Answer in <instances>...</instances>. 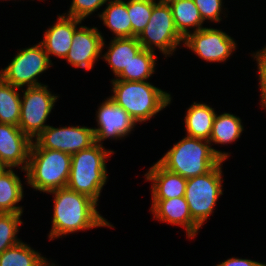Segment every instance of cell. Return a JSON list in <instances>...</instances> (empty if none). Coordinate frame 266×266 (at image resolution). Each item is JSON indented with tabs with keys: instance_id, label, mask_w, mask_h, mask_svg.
Masks as SVG:
<instances>
[{
	"instance_id": "1",
	"label": "cell",
	"mask_w": 266,
	"mask_h": 266,
	"mask_svg": "<svg viewBox=\"0 0 266 266\" xmlns=\"http://www.w3.org/2000/svg\"><path fill=\"white\" fill-rule=\"evenodd\" d=\"M54 214L50 240L61 235L100 226H111L97 211V203L90 197L67 187L53 190Z\"/></svg>"
},
{
	"instance_id": "2",
	"label": "cell",
	"mask_w": 266,
	"mask_h": 266,
	"mask_svg": "<svg viewBox=\"0 0 266 266\" xmlns=\"http://www.w3.org/2000/svg\"><path fill=\"white\" fill-rule=\"evenodd\" d=\"M227 157L228 153L211 148L209 141L187 136L175 144L158 163L166 170L188 179L209 172Z\"/></svg>"
},
{
	"instance_id": "3",
	"label": "cell",
	"mask_w": 266,
	"mask_h": 266,
	"mask_svg": "<svg viewBox=\"0 0 266 266\" xmlns=\"http://www.w3.org/2000/svg\"><path fill=\"white\" fill-rule=\"evenodd\" d=\"M114 95L111 99L135 122L146 121L170 104L167 92L146 81L112 80Z\"/></svg>"
},
{
	"instance_id": "4",
	"label": "cell",
	"mask_w": 266,
	"mask_h": 266,
	"mask_svg": "<svg viewBox=\"0 0 266 266\" xmlns=\"http://www.w3.org/2000/svg\"><path fill=\"white\" fill-rule=\"evenodd\" d=\"M112 153L113 151L105 150L102 144L95 143L88 149L72 154L66 187L97 203L107 179L105 159Z\"/></svg>"
},
{
	"instance_id": "5",
	"label": "cell",
	"mask_w": 266,
	"mask_h": 266,
	"mask_svg": "<svg viewBox=\"0 0 266 266\" xmlns=\"http://www.w3.org/2000/svg\"><path fill=\"white\" fill-rule=\"evenodd\" d=\"M71 154L47 148H30L27 182L34 189L51 192L67 185Z\"/></svg>"
},
{
	"instance_id": "6",
	"label": "cell",
	"mask_w": 266,
	"mask_h": 266,
	"mask_svg": "<svg viewBox=\"0 0 266 266\" xmlns=\"http://www.w3.org/2000/svg\"><path fill=\"white\" fill-rule=\"evenodd\" d=\"M222 160L209 172L187 179L184 198L192 218L202 226L222 195Z\"/></svg>"
},
{
	"instance_id": "7",
	"label": "cell",
	"mask_w": 266,
	"mask_h": 266,
	"mask_svg": "<svg viewBox=\"0 0 266 266\" xmlns=\"http://www.w3.org/2000/svg\"><path fill=\"white\" fill-rule=\"evenodd\" d=\"M137 38L142 49L153 51L154 45L165 55L172 54L184 40L175 28L170 6L155 0L149 22Z\"/></svg>"
},
{
	"instance_id": "8",
	"label": "cell",
	"mask_w": 266,
	"mask_h": 266,
	"mask_svg": "<svg viewBox=\"0 0 266 266\" xmlns=\"http://www.w3.org/2000/svg\"><path fill=\"white\" fill-rule=\"evenodd\" d=\"M52 65L49 56L41 43L20 50L11 63L0 72V77L15 87L43 85L37 82V77Z\"/></svg>"
},
{
	"instance_id": "9",
	"label": "cell",
	"mask_w": 266,
	"mask_h": 266,
	"mask_svg": "<svg viewBox=\"0 0 266 266\" xmlns=\"http://www.w3.org/2000/svg\"><path fill=\"white\" fill-rule=\"evenodd\" d=\"M58 96L47 90L46 85L27 87L21 99L18 127L31 140L37 137L48 125H44Z\"/></svg>"
},
{
	"instance_id": "10",
	"label": "cell",
	"mask_w": 266,
	"mask_h": 266,
	"mask_svg": "<svg viewBox=\"0 0 266 266\" xmlns=\"http://www.w3.org/2000/svg\"><path fill=\"white\" fill-rule=\"evenodd\" d=\"M35 140L30 148H47L71 155L96 143L93 129L80 126L54 128L48 125Z\"/></svg>"
},
{
	"instance_id": "11",
	"label": "cell",
	"mask_w": 266,
	"mask_h": 266,
	"mask_svg": "<svg viewBox=\"0 0 266 266\" xmlns=\"http://www.w3.org/2000/svg\"><path fill=\"white\" fill-rule=\"evenodd\" d=\"M183 42L185 46L209 62L225 61L236 49V43L230 36L213 28L203 27L192 34L189 33Z\"/></svg>"
},
{
	"instance_id": "12",
	"label": "cell",
	"mask_w": 266,
	"mask_h": 266,
	"mask_svg": "<svg viewBox=\"0 0 266 266\" xmlns=\"http://www.w3.org/2000/svg\"><path fill=\"white\" fill-rule=\"evenodd\" d=\"M99 128H92L95 135V142L101 143L107 138H121L134 128L136 122L122 107L118 106L111 97L102 103L97 111Z\"/></svg>"
},
{
	"instance_id": "13",
	"label": "cell",
	"mask_w": 266,
	"mask_h": 266,
	"mask_svg": "<svg viewBox=\"0 0 266 266\" xmlns=\"http://www.w3.org/2000/svg\"><path fill=\"white\" fill-rule=\"evenodd\" d=\"M97 30L96 27L81 26L74 31L71 48L65 57L71 65L92 69L104 46L103 37Z\"/></svg>"
},
{
	"instance_id": "14",
	"label": "cell",
	"mask_w": 266,
	"mask_h": 266,
	"mask_svg": "<svg viewBox=\"0 0 266 266\" xmlns=\"http://www.w3.org/2000/svg\"><path fill=\"white\" fill-rule=\"evenodd\" d=\"M32 141L18 126L0 123V163L26 171Z\"/></svg>"
},
{
	"instance_id": "15",
	"label": "cell",
	"mask_w": 266,
	"mask_h": 266,
	"mask_svg": "<svg viewBox=\"0 0 266 266\" xmlns=\"http://www.w3.org/2000/svg\"><path fill=\"white\" fill-rule=\"evenodd\" d=\"M152 213L161 221L186 227L187 236L194 237L201 227L191 216L184 196L172 199H152Z\"/></svg>"
},
{
	"instance_id": "16",
	"label": "cell",
	"mask_w": 266,
	"mask_h": 266,
	"mask_svg": "<svg viewBox=\"0 0 266 266\" xmlns=\"http://www.w3.org/2000/svg\"><path fill=\"white\" fill-rule=\"evenodd\" d=\"M81 21L74 17L62 15L59 16L56 24L46 30L44 40L40 43L49 57L50 54L60 58L67 56L71 48L74 31Z\"/></svg>"
},
{
	"instance_id": "17",
	"label": "cell",
	"mask_w": 266,
	"mask_h": 266,
	"mask_svg": "<svg viewBox=\"0 0 266 266\" xmlns=\"http://www.w3.org/2000/svg\"><path fill=\"white\" fill-rule=\"evenodd\" d=\"M145 176L147 180L153 181L152 199H172L185 195L187 179L166 170L158 162Z\"/></svg>"
},
{
	"instance_id": "18",
	"label": "cell",
	"mask_w": 266,
	"mask_h": 266,
	"mask_svg": "<svg viewBox=\"0 0 266 266\" xmlns=\"http://www.w3.org/2000/svg\"><path fill=\"white\" fill-rule=\"evenodd\" d=\"M141 49L142 46L137 37L114 38L103 57L117 77Z\"/></svg>"
},
{
	"instance_id": "19",
	"label": "cell",
	"mask_w": 266,
	"mask_h": 266,
	"mask_svg": "<svg viewBox=\"0 0 266 266\" xmlns=\"http://www.w3.org/2000/svg\"><path fill=\"white\" fill-rule=\"evenodd\" d=\"M215 115L210 106L194 102L185 117L187 136L209 141Z\"/></svg>"
},
{
	"instance_id": "20",
	"label": "cell",
	"mask_w": 266,
	"mask_h": 266,
	"mask_svg": "<svg viewBox=\"0 0 266 266\" xmlns=\"http://www.w3.org/2000/svg\"><path fill=\"white\" fill-rule=\"evenodd\" d=\"M22 187L20 178L11 168L0 176V213L22 214V207L15 206L23 198Z\"/></svg>"
},
{
	"instance_id": "21",
	"label": "cell",
	"mask_w": 266,
	"mask_h": 266,
	"mask_svg": "<svg viewBox=\"0 0 266 266\" xmlns=\"http://www.w3.org/2000/svg\"><path fill=\"white\" fill-rule=\"evenodd\" d=\"M99 17L114 32L115 38L132 37V24L127 12L126 2L122 0H109L107 8Z\"/></svg>"
},
{
	"instance_id": "22",
	"label": "cell",
	"mask_w": 266,
	"mask_h": 266,
	"mask_svg": "<svg viewBox=\"0 0 266 266\" xmlns=\"http://www.w3.org/2000/svg\"><path fill=\"white\" fill-rule=\"evenodd\" d=\"M170 6L174 25L178 33L185 38L190 32L188 28L195 27V31L202 29L203 19L194 0H179Z\"/></svg>"
},
{
	"instance_id": "23",
	"label": "cell",
	"mask_w": 266,
	"mask_h": 266,
	"mask_svg": "<svg viewBox=\"0 0 266 266\" xmlns=\"http://www.w3.org/2000/svg\"><path fill=\"white\" fill-rule=\"evenodd\" d=\"M15 87L0 77V123L19 125L21 99Z\"/></svg>"
},
{
	"instance_id": "24",
	"label": "cell",
	"mask_w": 266,
	"mask_h": 266,
	"mask_svg": "<svg viewBox=\"0 0 266 266\" xmlns=\"http://www.w3.org/2000/svg\"><path fill=\"white\" fill-rule=\"evenodd\" d=\"M155 56L154 51L141 49L116 80L145 81L154 73Z\"/></svg>"
},
{
	"instance_id": "25",
	"label": "cell",
	"mask_w": 266,
	"mask_h": 266,
	"mask_svg": "<svg viewBox=\"0 0 266 266\" xmlns=\"http://www.w3.org/2000/svg\"><path fill=\"white\" fill-rule=\"evenodd\" d=\"M28 245L20 242L0 255V266H53Z\"/></svg>"
},
{
	"instance_id": "26",
	"label": "cell",
	"mask_w": 266,
	"mask_h": 266,
	"mask_svg": "<svg viewBox=\"0 0 266 266\" xmlns=\"http://www.w3.org/2000/svg\"><path fill=\"white\" fill-rule=\"evenodd\" d=\"M243 131L240 118L233 114L224 113L214 117L209 142L219 144L231 143L240 137Z\"/></svg>"
},
{
	"instance_id": "27",
	"label": "cell",
	"mask_w": 266,
	"mask_h": 266,
	"mask_svg": "<svg viewBox=\"0 0 266 266\" xmlns=\"http://www.w3.org/2000/svg\"><path fill=\"white\" fill-rule=\"evenodd\" d=\"M126 6L132 24V37H138L149 22L153 0H129Z\"/></svg>"
},
{
	"instance_id": "28",
	"label": "cell",
	"mask_w": 266,
	"mask_h": 266,
	"mask_svg": "<svg viewBox=\"0 0 266 266\" xmlns=\"http://www.w3.org/2000/svg\"><path fill=\"white\" fill-rule=\"evenodd\" d=\"M22 214L0 213V255L8 248L15 246L21 241L16 238L18 225L22 224Z\"/></svg>"
},
{
	"instance_id": "29",
	"label": "cell",
	"mask_w": 266,
	"mask_h": 266,
	"mask_svg": "<svg viewBox=\"0 0 266 266\" xmlns=\"http://www.w3.org/2000/svg\"><path fill=\"white\" fill-rule=\"evenodd\" d=\"M107 1L108 0H73L67 16L83 20Z\"/></svg>"
},
{
	"instance_id": "30",
	"label": "cell",
	"mask_w": 266,
	"mask_h": 266,
	"mask_svg": "<svg viewBox=\"0 0 266 266\" xmlns=\"http://www.w3.org/2000/svg\"><path fill=\"white\" fill-rule=\"evenodd\" d=\"M195 5L199 9V13L204 20L219 22L222 0H194Z\"/></svg>"
},
{
	"instance_id": "31",
	"label": "cell",
	"mask_w": 266,
	"mask_h": 266,
	"mask_svg": "<svg viewBox=\"0 0 266 266\" xmlns=\"http://www.w3.org/2000/svg\"><path fill=\"white\" fill-rule=\"evenodd\" d=\"M255 58L258 62L259 79L261 88V103L262 108L266 107V47L256 53Z\"/></svg>"
},
{
	"instance_id": "32",
	"label": "cell",
	"mask_w": 266,
	"mask_h": 266,
	"mask_svg": "<svg viewBox=\"0 0 266 266\" xmlns=\"http://www.w3.org/2000/svg\"><path fill=\"white\" fill-rule=\"evenodd\" d=\"M216 266H262V263L249 259L230 258Z\"/></svg>"
},
{
	"instance_id": "33",
	"label": "cell",
	"mask_w": 266,
	"mask_h": 266,
	"mask_svg": "<svg viewBox=\"0 0 266 266\" xmlns=\"http://www.w3.org/2000/svg\"><path fill=\"white\" fill-rule=\"evenodd\" d=\"M177 1H179V0H159V3L171 5L172 3L177 2Z\"/></svg>"
},
{
	"instance_id": "34",
	"label": "cell",
	"mask_w": 266,
	"mask_h": 266,
	"mask_svg": "<svg viewBox=\"0 0 266 266\" xmlns=\"http://www.w3.org/2000/svg\"><path fill=\"white\" fill-rule=\"evenodd\" d=\"M8 168L5 165H3L2 163H0V176L6 171L5 169Z\"/></svg>"
}]
</instances>
